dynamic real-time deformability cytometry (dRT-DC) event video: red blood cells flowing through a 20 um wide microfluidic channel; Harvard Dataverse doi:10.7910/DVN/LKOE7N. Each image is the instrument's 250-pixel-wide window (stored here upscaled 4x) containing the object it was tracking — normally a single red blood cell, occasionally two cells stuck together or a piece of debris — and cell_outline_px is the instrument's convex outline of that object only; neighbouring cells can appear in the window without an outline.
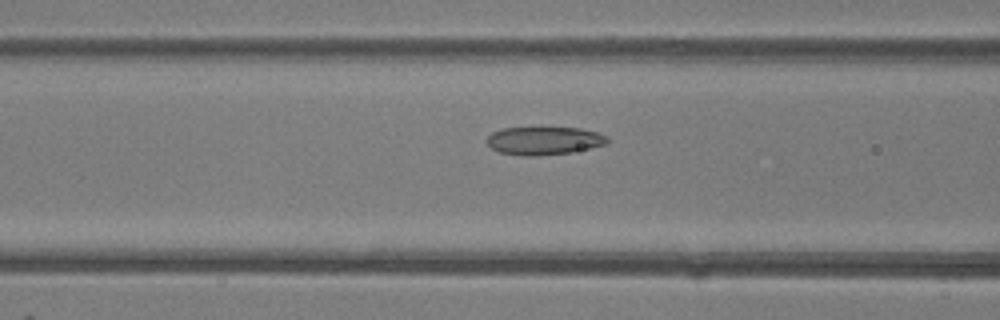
{"species": "common noctule bat (a hibernating species)", "species_latin": "Nyctalus noctula", "temperature_condition": "room temperature", "stored_images_in_passage": 49, "camera_frame_rate_fps": 3000, "um_per_image_px": 0.085, "animal": {"sex": "female"}, "frame": {"image": 1, "passage_image": 20, "time_ms": 6.333, "image_size_px": [1000, 320], "cell_outline_px": [[608, 144], [572, 152], [532, 156], [524, 156], [500, 152], [492, 148], [488, 144], [488, 136], [492, 132], [500, 128], [540, 124], [580, 128], [596, 132], [608, 136]], "centroid_in_image_um": [46.24, 11.89], "position_along_channel_um": 120.4, "area_um2": 20.75}}
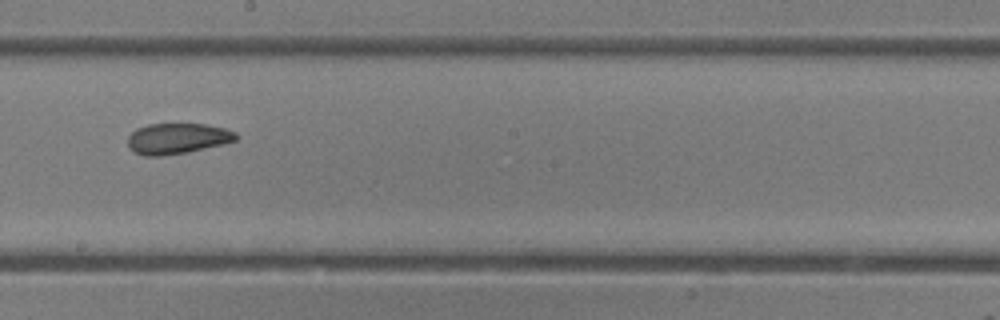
{"frame": {"image": 2, "passage_image": 28, "time_ms": 9.0, "image_size_px": [1000, 320], "cell_outline_px": [[240, 136], [236, 140], [224, 144], [188, 152], [160, 156], [144, 156], [128, 148], [128, 136], [136, 128], [148, 124], [204, 124], [224, 128], [236, 132]], "centroid_in_image_um": [15.08, 11.77], "position_along_channel_um": 233.1, "area_um2": 19.48}}
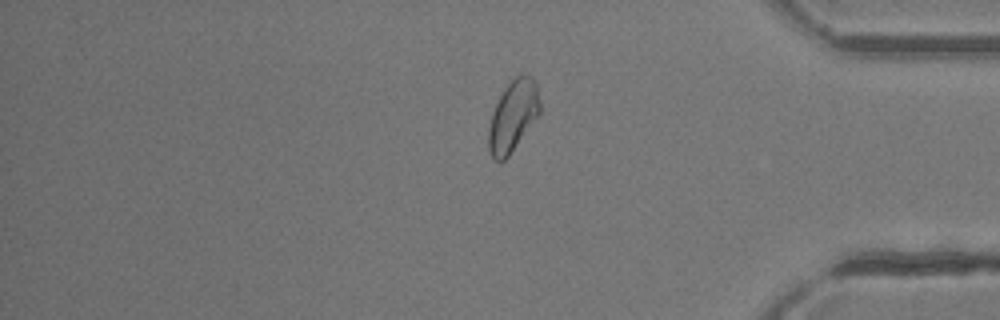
{"frame": {"image": 3, "passage_image": 41, "time_ms": 13.333, "image_size_px": [1000, 320], "cell_outline_px": [[540, 112], [508, 156], [504, 160], [496, 160], [492, 156], [488, 148], [488, 128], [492, 112], [504, 88], [516, 76], [532, 76], [536, 84], [540, 104]], "centroid_in_image_um": [43.58, 9.85], "position_along_channel_um": 391.6, "area_um2": 20.69}, "authors_computed_cell_mechanics": {"area_um2": 21.5016, "velocity_mm_per_s": 4.227, "shape_relaxation_time_tau1_ms": null, "shape_relaxation_time_tau2_ms": 1.2721, "deformation_change_tau1": null, "deformation_change_tau2": 0.0617}}